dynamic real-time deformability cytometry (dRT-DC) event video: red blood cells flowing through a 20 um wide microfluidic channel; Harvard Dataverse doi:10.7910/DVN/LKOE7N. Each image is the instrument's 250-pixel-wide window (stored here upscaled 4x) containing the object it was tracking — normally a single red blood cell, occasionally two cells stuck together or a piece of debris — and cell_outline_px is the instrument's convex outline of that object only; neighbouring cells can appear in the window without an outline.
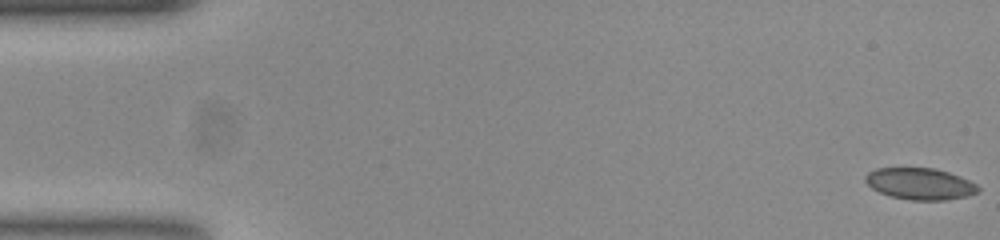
{"species": "common noctule bat (a hibernating species)", "species_latin": "Nyctalus noctula", "temperature_condition": "room temperature", "stored_images_in_passage": 54, "camera_frame_rate_fps": 3000, "um_per_image_px": 0.085, "animal": {"sex": "female", "body_mass_g": 23.0, "forearm_length_mm": 53.4}, "frame": {"image": 1, "passage_image": 1, "time_ms": 0.0, "image_size_px": [1000, 240], "cell_outline_px": [[980, 192], [968, 196], [944, 200], [908, 200], [892, 196], [880, 192], [872, 188], [864, 180], [864, 176], [868, 172], [876, 168], [936, 168], [960, 176], [976, 184], [980, 188]], "centroid_in_image_um": [78.21, 15.62], "position_along_channel_um": 6.8, "area_um2": 20.81}}
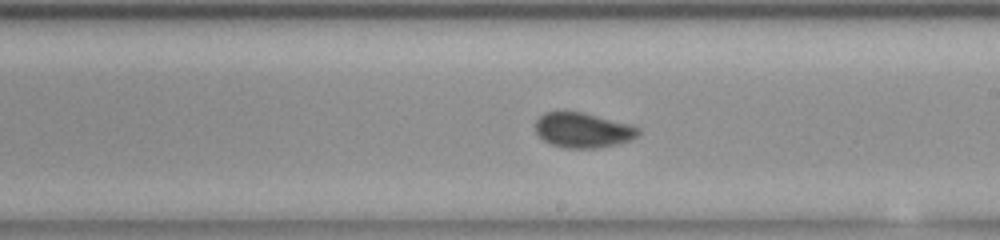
{"frame": {"image": 2, "passage_image": 31, "time_ms": 10.0, "image_size_px": [1000, 240], "cell_outline_px": [[640, 132], [632, 140], [620, 144], [596, 148], [564, 148], [552, 144], [544, 140], [536, 132], [536, 120], [544, 112], [584, 112], [628, 124], [640, 128]], "centroid_in_image_um": [49.57, 11.07], "position_along_channel_um": 239.4, "area_um2": 20.92}}
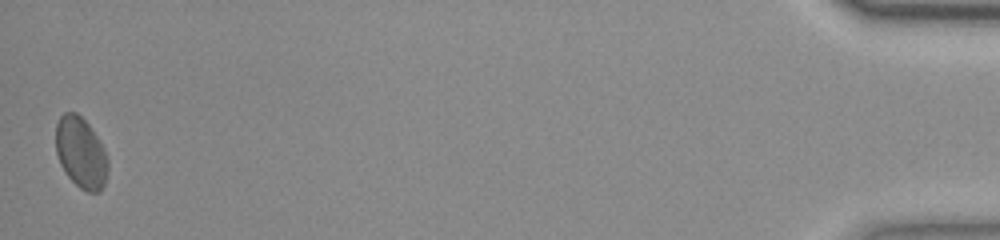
{"frame": {"image": 3, "passage_image": 54, "time_ms": 17.667, "image_size_px": [1000, 240], "cell_outline_px": [[108, 168], [104, 184], [100, 192], [88, 192], [80, 188], [68, 176], [60, 164], [56, 152], [56, 124], [60, 116], [64, 112], [76, 112], [88, 124], [104, 148], [108, 160]], "centroid_in_image_um": [6.87, 12.98], "position_along_channel_um": 428.3, "area_um2": 21.44}, "authors_computed_cell_mechanics": {"area_um2": 20.8658, "velocity_mm_per_s": 3.7444, "shape_relaxation_time_tau1_ms": null, "shape_relaxation_time_tau2_ms": 1.028, "deformation_change_tau1": null, "deformation_change_tau2": 0.0394}}